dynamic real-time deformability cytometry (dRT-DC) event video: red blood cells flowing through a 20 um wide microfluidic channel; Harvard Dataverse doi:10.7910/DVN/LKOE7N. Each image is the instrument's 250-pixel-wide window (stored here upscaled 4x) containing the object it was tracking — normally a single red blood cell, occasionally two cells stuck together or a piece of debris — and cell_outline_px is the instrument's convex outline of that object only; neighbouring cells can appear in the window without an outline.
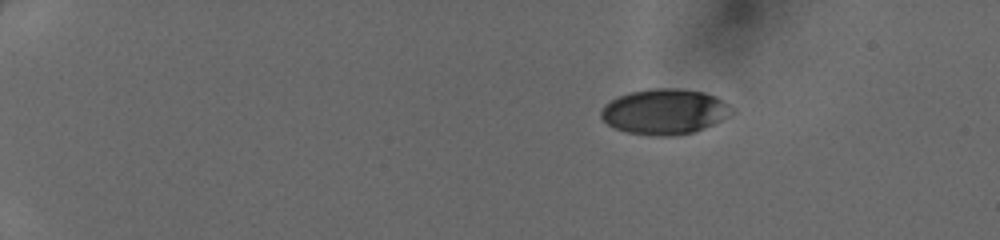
{"species": "human", "species_latin": "Homo sapiens", "temperature_condition": "cold", "stored_images_in_passage": 7, "camera_frame_rate_fps": 3000, "um_per_image_px": 0.085, "donor": {"sex": "female"}, "frame": {"image": 1, "passage_image": 1, "time_ms": 0.0, "image_size_px": [1000, 240], "cell_outline_px": [[736, 112], [704, 128], [692, 132], [676, 136], [648, 136], [628, 132], [616, 128], [608, 124], [600, 116], [600, 112], [604, 104], [628, 92], [652, 88], [676, 88], [704, 92], [716, 96], [728, 104]], "centroid_in_image_um": [56.49, 9.49], "position_along_channel_um": 28.5, "area_um2": 34.62}}
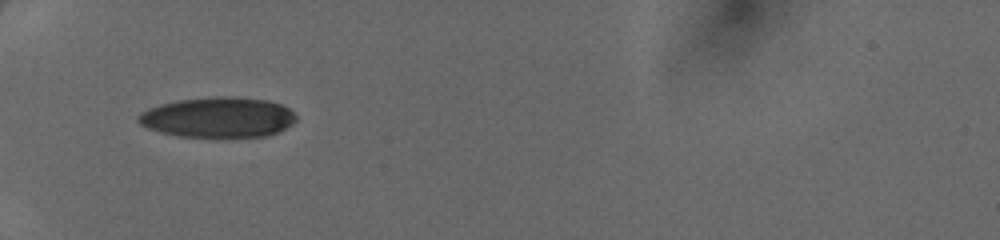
{"frame": {"image": 2, "passage_image": 5, "time_ms": 1.333, "image_size_px": [1000, 240], "cell_outline_px": [[296, 120], [292, 124], [276, 132], [264, 136], [180, 136], [160, 132], [148, 128], [140, 124], [136, 120], [136, 116], [140, 112], [148, 108], [160, 104], [180, 100], [220, 96], [224, 96], [268, 100], [280, 104], [288, 108], [296, 116]], "centroid_in_image_um": [18.49, 9.96], "position_along_channel_um": 66.5, "area_um2": 36.65}}
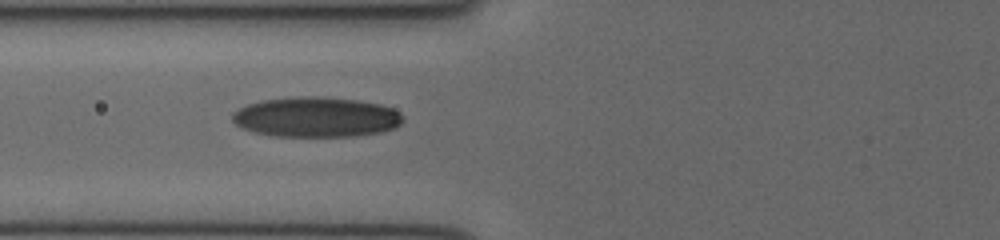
{"frame": {"image": 3, "passage_image": 6, "time_ms": 1.667, "image_size_px": [1000, 240], "cell_outline_px": [[404, 120], [400, 124], [392, 128], [380, 132], [352, 136], [272, 136], [252, 132], [240, 128], [232, 120], [232, 112], [248, 104], [264, 100], [300, 96], [316, 96], [356, 100], [380, 104], [392, 108], [400, 112]], "centroid_in_image_um": [26.84, 9.95], "position_along_channel_um": 99.0, "area_um2": 39.82}}